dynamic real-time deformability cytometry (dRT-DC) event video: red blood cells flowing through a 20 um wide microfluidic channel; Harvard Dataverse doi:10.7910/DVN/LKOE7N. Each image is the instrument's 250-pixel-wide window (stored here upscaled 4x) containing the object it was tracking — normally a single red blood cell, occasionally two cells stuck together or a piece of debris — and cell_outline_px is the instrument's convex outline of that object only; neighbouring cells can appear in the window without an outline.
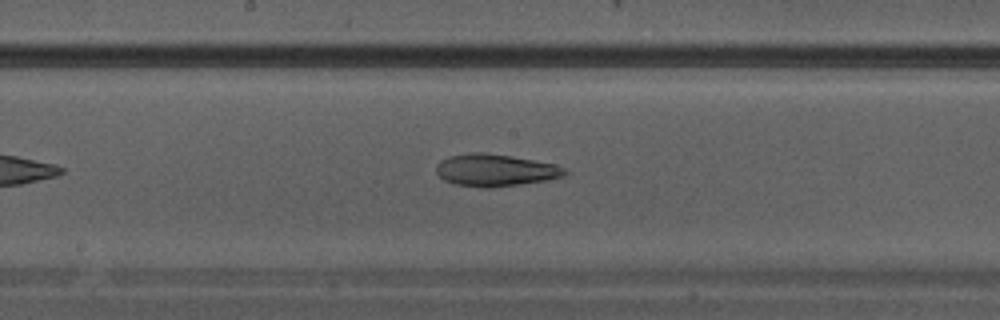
{"species": "Egyptian fruit bat (a non-hibernating species)", "species_latin": "Rousettus aegyptiacus", "temperature_condition": "warm", "stored_images_in_passage": 14, "camera_frame_rate_fps": 3000, "um_per_image_px": 0.085, "animal": {"sex": "male"}, "frame": {"image": 1, "passage_image": 10, "time_ms": 3.0, "image_size_px": [1000, 320], "cell_outline_px": [[568, 172], [560, 176], [544, 180], [520, 184], [488, 188], [480, 188], [452, 184], [444, 180], [436, 172], [436, 164], [440, 160], [448, 156], [472, 152], [484, 152], [512, 156], [556, 164], [568, 168]], "centroid_in_image_um": [42.06, 14.46], "position_along_channel_um": 206.1, "area_um2": 24.28}}
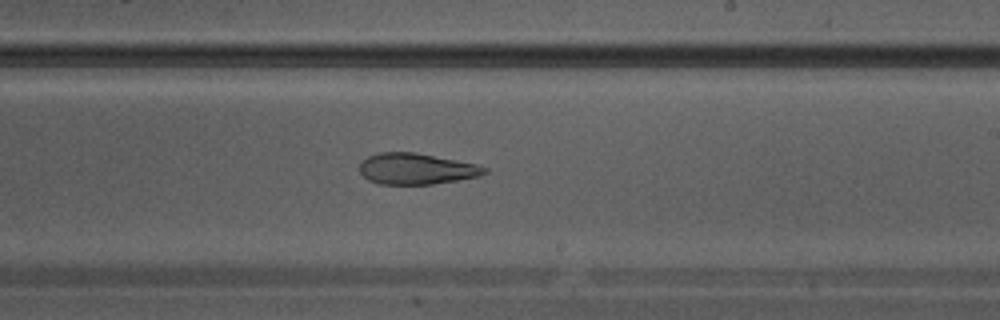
{"frame": {"image": 2, "passage_image": 12, "time_ms": 3.667, "image_size_px": [1000, 320], "cell_outline_px": [[488, 172], [480, 176], [432, 184], [380, 184], [368, 180], [360, 172], [360, 164], [368, 156], [380, 152], [416, 152], [476, 164], [488, 168]], "centroid_in_image_um": [35.4, 14.35], "position_along_channel_um": 253.6, "area_um2": 22.54}}